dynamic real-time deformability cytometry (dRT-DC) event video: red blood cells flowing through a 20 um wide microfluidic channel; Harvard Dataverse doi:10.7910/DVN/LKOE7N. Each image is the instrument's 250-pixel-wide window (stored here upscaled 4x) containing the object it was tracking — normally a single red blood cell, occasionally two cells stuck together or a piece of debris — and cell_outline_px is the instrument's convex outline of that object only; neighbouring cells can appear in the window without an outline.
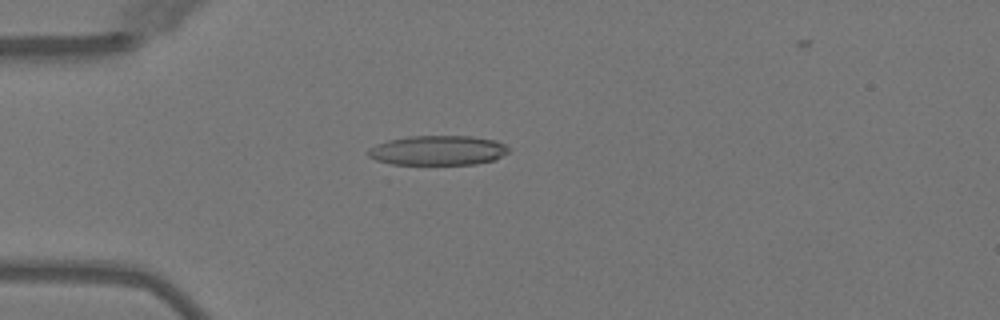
{"species": "Egyptian fruit bat (a non-hibernating species)", "species_latin": "Rousettus aegyptiacus", "temperature_condition": "warm", "stored_images_in_passage": 4, "camera_frame_rate_fps": 3000, "um_per_image_px": 0.085, "animal": {"sex": "female"}, "frame": {"image": 1, "passage_image": 4, "time_ms": 3.667, "image_size_px": [1000, 320], "cell_outline_px": [[508, 152], [492, 160], [476, 164], [392, 164], [376, 160], [368, 156], [368, 148], [376, 144], [388, 140], [408, 136], [472, 136], [496, 140], [504, 144], [508, 148]], "centroid_in_image_um": [37.19, 12.77], "position_along_channel_um": 47.8, "area_um2": 24.22}}